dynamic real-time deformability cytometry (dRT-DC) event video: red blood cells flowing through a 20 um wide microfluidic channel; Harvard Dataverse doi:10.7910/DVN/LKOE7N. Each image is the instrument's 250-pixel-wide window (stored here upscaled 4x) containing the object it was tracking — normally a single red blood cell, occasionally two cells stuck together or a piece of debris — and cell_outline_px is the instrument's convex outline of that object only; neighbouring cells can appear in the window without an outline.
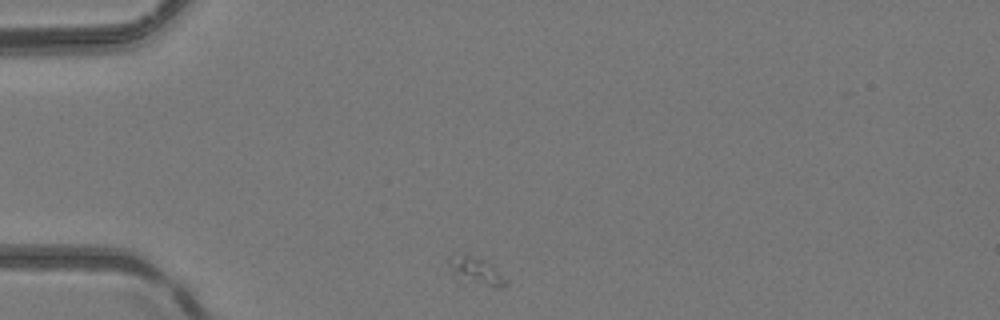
{"species": "common noctule bat (a hibernating species)", "species_latin": "Nyctalus noctula", "temperature_condition": "room temperature", "stored_images_in_passage": 31, "camera_frame_rate_fps": 3000, "um_per_image_px": 0.085, "animal": {"sex": "female", "body_mass_g": 24.6, "forearm_length_mm": 56.2}, "frame": {"image": 1, "passage_image": 1, "time_ms": 0.0, "image_size_px": [1000, 320], "cell_outline_px": [[508, 284], [500, 288], [496, 288], [460, 284], [452, 276], [448, 264], [448, 256], [452, 252], [484, 260], [492, 264], [508, 280]], "centroid_in_image_um": [40.39, 23.11], "position_along_channel_um": 44.6, "area_um2": 10.12}}